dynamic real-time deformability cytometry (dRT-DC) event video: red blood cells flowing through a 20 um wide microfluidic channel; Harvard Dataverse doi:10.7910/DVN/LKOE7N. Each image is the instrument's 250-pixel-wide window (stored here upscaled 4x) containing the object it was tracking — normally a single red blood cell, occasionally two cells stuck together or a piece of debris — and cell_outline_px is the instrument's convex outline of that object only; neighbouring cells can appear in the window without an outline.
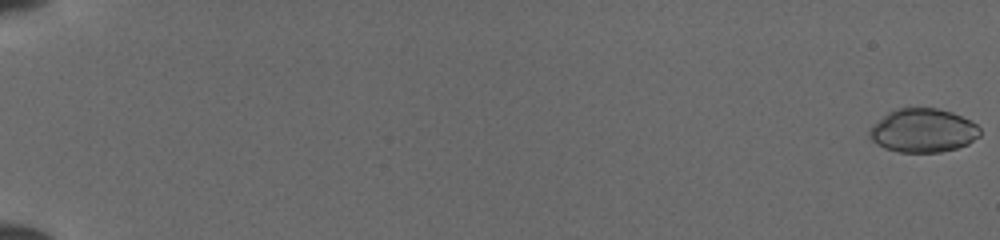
{"species": "common noctule bat (a hibernating species)", "species_latin": "Nyctalus noctula", "temperature_condition": "cold", "stored_images_in_passage": 51, "camera_frame_rate_fps": 3000, "um_per_image_px": 0.085, "animal": {"sex": "female", "body_mass_g": 19.5, "forearm_length_mm": 54.1}, "frame": {"image": 1, "passage_image": 1, "time_ms": 0.0, "image_size_px": [1000, 240], "cell_outline_px": [[980, 136], [968, 144], [956, 148], [940, 152], [900, 152], [884, 148], [876, 144], [868, 136], [868, 132], [872, 124], [888, 112], [900, 108], [936, 108], [952, 112], [976, 124], [980, 128]], "centroid_in_image_um": [78.43, 11.1], "position_along_channel_um": 6.6, "area_um2": 28.15}}
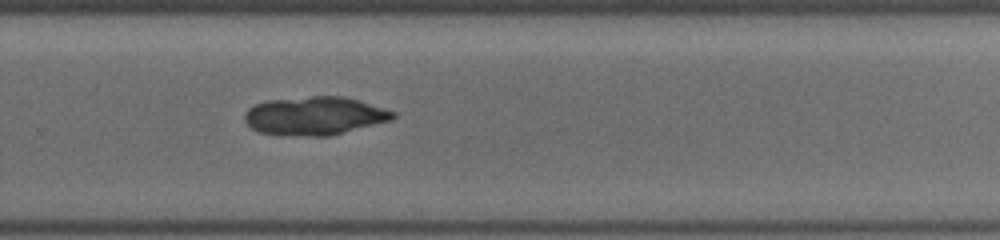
{"frame": {"image": 2, "passage_image": 37, "time_ms": 12.0, "image_size_px": [1000, 240], "cell_outline_px": [[396, 116], [392, 120], [328, 136], [308, 136], [260, 132], [252, 128], [244, 120], [244, 112], [248, 108], [256, 104], [268, 100], [312, 96], [344, 96], [360, 100], [396, 112]], "centroid_in_image_um": [26.77, 9.83], "position_along_channel_um": 303.0, "area_um2": 33.0}}
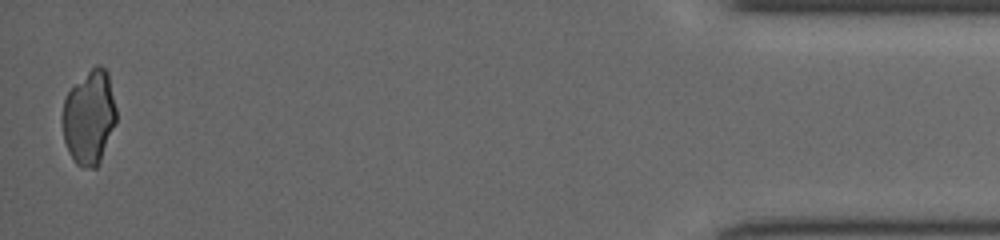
{"frame": {"image": 3, "passage_image": 51, "time_ms": 16.667, "image_size_px": [1000, 240], "cell_outline_px": [[116, 124], [100, 160], [96, 168], [92, 168], [76, 164], [64, 140], [60, 120], [60, 116], [64, 100], [68, 92], [96, 64], [100, 64], [108, 72], [116, 108]], "centroid_in_image_um": [7.57, 9.96], "position_along_channel_um": 427.6, "area_um2": 29.48}}